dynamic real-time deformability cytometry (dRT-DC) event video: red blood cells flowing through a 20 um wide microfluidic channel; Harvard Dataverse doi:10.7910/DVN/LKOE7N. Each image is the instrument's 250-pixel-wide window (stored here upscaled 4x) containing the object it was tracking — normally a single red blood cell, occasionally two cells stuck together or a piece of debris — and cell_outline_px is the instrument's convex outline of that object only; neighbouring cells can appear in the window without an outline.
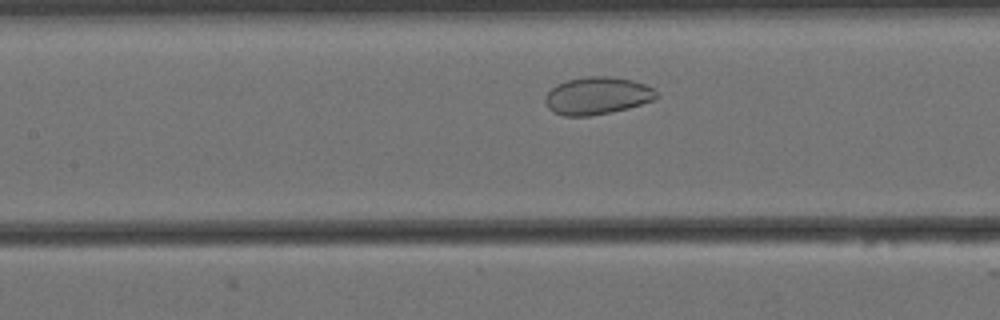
{"species": "Egyptian fruit bat (a non-hibernating species)", "species_latin": "Rousettus aegyptiacus", "temperature_condition": "cold", "stored_images_in_passage": 46, "camera_frame_rate_fps": 3000, "um_per_image_px": 0.085, "animal": {"sex": "female"}, "frame": {"image": 1, "passage_image": 13, "time_ms": 4.0, "image_size_px": [1000, 320], "cell_outline_px": [[660, 96], [652, 100], [628, 108], [612, 112], [588, 116], [564, 116], [552, 112], [548, 108], [544, 100], [544, 96], [556, 84], [568, 80], [588, 76], [608, 76], [632, 80], [644, 84], [652, 88]], "centroid_in_image_um": [50.73, 8.14], "position_along_channel_um": 156.7, "area_um2": 24.28}}
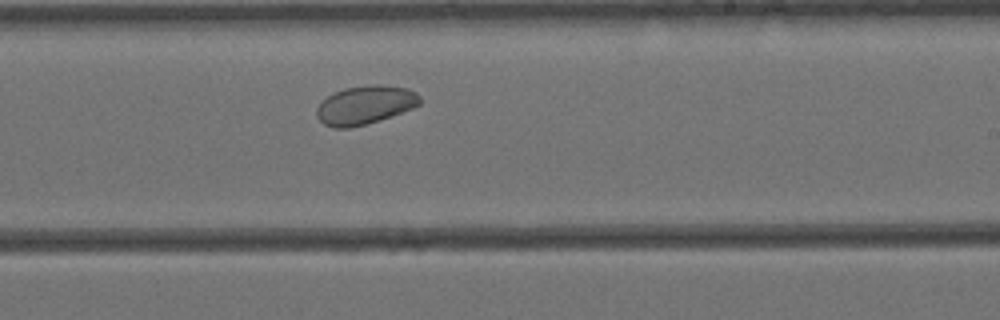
{"frame": {"image": 2, "passage_image": 22, "time_ms": 7.0, "image_size_px": [1000, 320], "cell_outline_px": [[420, 104], [412, 108], [380, 120], [348, 128], [332, 128], [324, 124], [316, 116], [316, 108], [328, 96], [344, 88], [376, 84], [380, 84], [408, 88], [416, 92], [420, 96]], "centroid_in_image_um": [31.04, 8.92], "position_along_channel_um": 258.0, "area_um2": 23.06}}
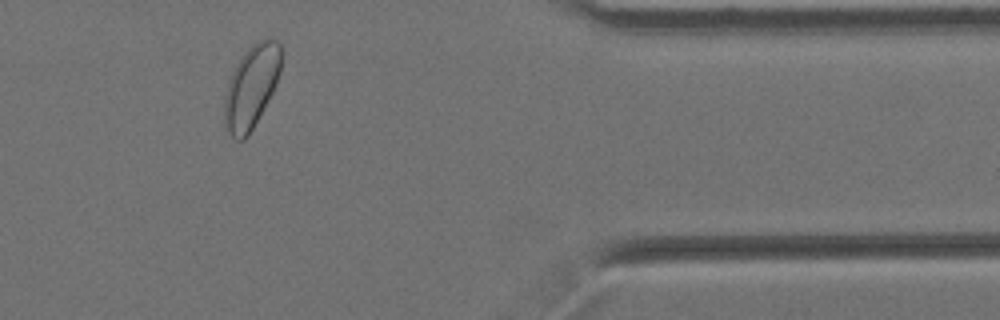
{"frame": {"image": 3, "passage_image": 36, "time_ms": 11.667, "image_size_px": [1000, 320], "cell_outline_px": [[284, 56], [280, 72], [276, 84], [272, 92], [248, 136], [244, 140], [236, 140], [224, 128], [224, 96], [228, 80], [236, 64], [244, 52], [256, 40], [264, 36], [272, 36], [280, 44]], "centroid_in_image_um": [21.38, 7.3], "position_along_channel_um": 390.0, "area_um2": 28.03}, "authors_computed_cell_mechanics": {"area_um2": 25.7788, "velocity_mm_per_s": 3.406, "shape_relaxation_time_tau1_ms": null, "shape_relaxation_time_tau2_ms": 0.8482, "deformation_change_tau1": null, "deformation_change_tau2": 0.0335}}